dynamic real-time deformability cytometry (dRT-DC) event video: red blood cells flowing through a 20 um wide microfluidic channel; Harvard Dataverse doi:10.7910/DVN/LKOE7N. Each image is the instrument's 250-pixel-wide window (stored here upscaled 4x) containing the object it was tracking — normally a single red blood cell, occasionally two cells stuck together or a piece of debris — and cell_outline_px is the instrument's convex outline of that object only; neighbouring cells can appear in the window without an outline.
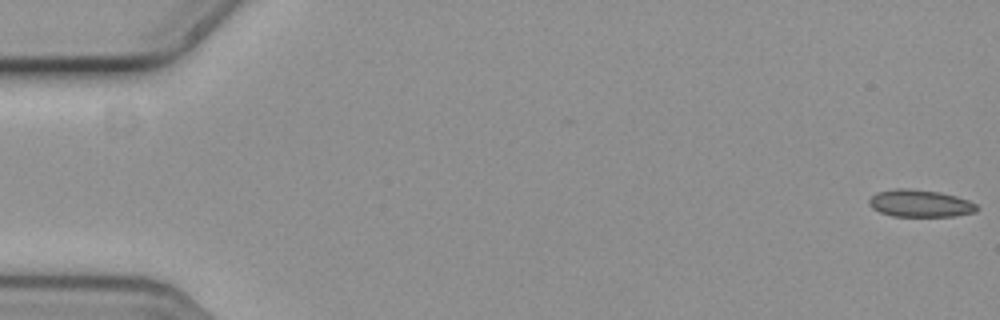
{"species": "common noctule bat (a hibernating species)", "species_latin": "Nyctalus noctula", "temperature_condition": "cold", "stored_images_in_passage": 15, "camera_frame_rate_fps": 3000, "um_per_image_px": 0.085, "animal": {"sex": "female", "body_mass_g": 19.3, "forearm_length_mm": 54.1}, "frame": {"image": 1, "passage_image": 1, "time_ms": 0.0, "image_size_px": [1000, 320], "cell_outline_px": [[980, 208], [976, 212], [952, 216], [892, 216], [880, 212], [872, 208], [868, 204], [868, 200], [876, 192], [896, 188], [908, 188], [940, 192], [956, 196], [968, 200], [976, 204]], "centroid_in_image_um": [78.2, 17.28], "position_along_channel_um": 6.8, "area_um2": 17.22}}